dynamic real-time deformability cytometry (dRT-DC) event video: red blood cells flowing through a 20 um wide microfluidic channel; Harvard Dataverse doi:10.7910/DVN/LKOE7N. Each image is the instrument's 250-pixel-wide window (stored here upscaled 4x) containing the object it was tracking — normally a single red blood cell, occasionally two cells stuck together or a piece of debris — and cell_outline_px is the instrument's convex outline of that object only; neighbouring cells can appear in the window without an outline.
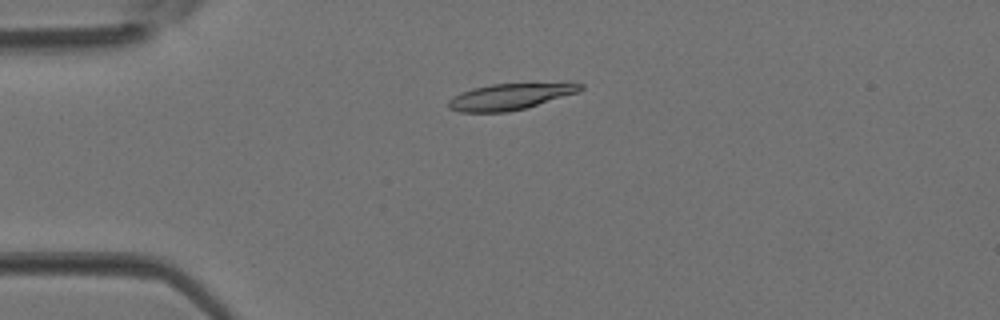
{"species": "Egyptian fruit bat (a non-hibernating species)", "species_latin": "Rousettus aegyptiacus", "temperature_condition": "room temperature", "stored_images_in_passage": 3, "camera_frame_rate_fps": 3000, "um_per_image_px": 0.085, "animal": {"sex": "female"}, "frame": {"image": 1, "passage_image": 3, "time_ms": 0.667, "image_size_px": [1000, 320], "cell_outline_px": [[584, 88], [580, 92], [524, 108], [508, 112], [460, 112], [448, 108], [448, 100], [452, 96], [460, 92], [472, 88], [492, 84], [568, 80], [572, 80], [584, 84]], "centroid_in_image_um": [43.49, 8.15], "position_along_channel_um": 41.5, "area_um2": 21.21}}